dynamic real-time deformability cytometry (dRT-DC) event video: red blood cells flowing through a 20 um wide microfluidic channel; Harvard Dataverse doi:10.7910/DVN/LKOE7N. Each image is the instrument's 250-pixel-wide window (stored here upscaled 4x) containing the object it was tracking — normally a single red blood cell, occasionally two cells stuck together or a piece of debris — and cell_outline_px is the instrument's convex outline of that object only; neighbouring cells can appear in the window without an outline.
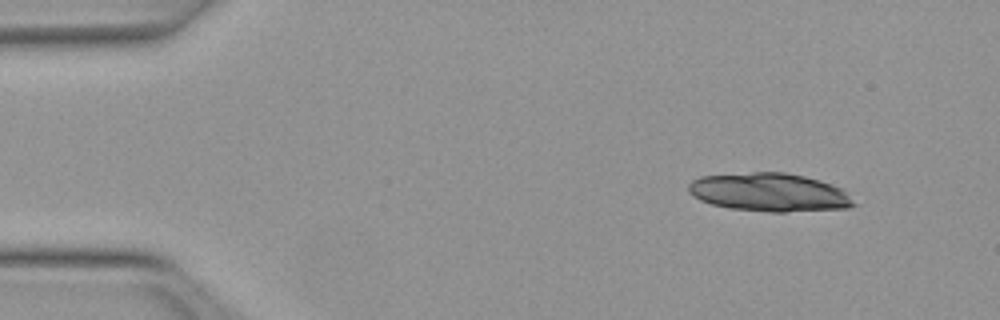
{"species": "Egyptian fruit bat (a non-hibernating species)", "species_latin": "Rousettus aegyptiacus", "temperature_condition": "warm", "stored_images_in_passage": 8, "camera_frame_rate_fps": 3000, "um_per_image_px": 0.085, "animal": {"sex": "female"}, "frame": {"image": 1, "passage_image": 1, "time_ms": 0.0, "image_size_px": [1000, 320], "cell_outline_px": [[860, 204], [848, 208], [784, 212], [768, 212], [728, 208], [712, 204], [700, 200], [688, 192], [688, 184], [692, 180], [700, 176], [752, 172], [784, 172], [804, 176], [820, 180], [844, 188]], "centroid_in_image_um": [65.46, 16.35], "position_along_channel_um": 19.5, "area_um2": 37.51}}